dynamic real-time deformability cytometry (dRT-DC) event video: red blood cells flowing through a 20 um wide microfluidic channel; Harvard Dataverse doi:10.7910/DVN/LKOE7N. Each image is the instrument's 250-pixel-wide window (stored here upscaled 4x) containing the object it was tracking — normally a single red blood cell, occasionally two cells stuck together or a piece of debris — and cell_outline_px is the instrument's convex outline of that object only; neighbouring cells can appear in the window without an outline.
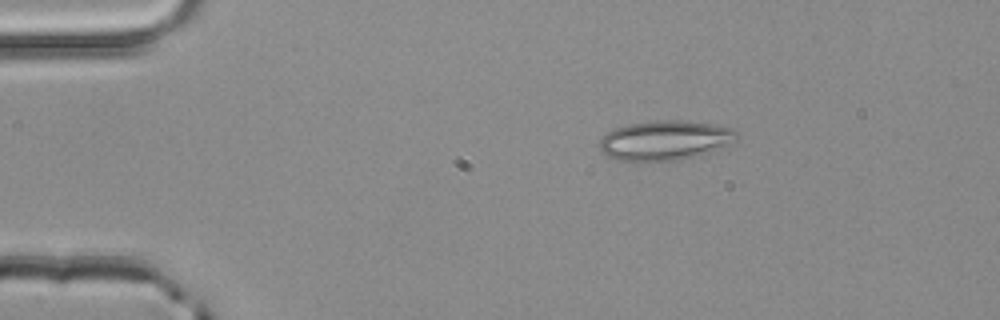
{"species": "common noctule bat (a hibernating species)", "species_latin": "Nyctalus noctula", "temperature_condition": "room temperature", "stored_images_in_passage": 43, "camera_frame_rate_fps": 3000, "um_per_image_px": 0.085, "animal": {"sex": "male", "body_mass_g": 20.4}, "frame": {"image": 1, "passage_image": 1, "time_ms": 0.0, "image_size_px": [1000, 320], "cell_outline_px": [[740, 136], [736, 140], [728, 144], [708, 152], [680, 160], [632, 164], [616, 160], [600, 152], [600, 140], [612, 128], [632, 124], [656, 120], [676, 120], [712, 124], [732, 128]], "centroid_in_image_um": [56.45, 11.97], "position_along_channel_um": 28.5, "area_um2": 32.19}}
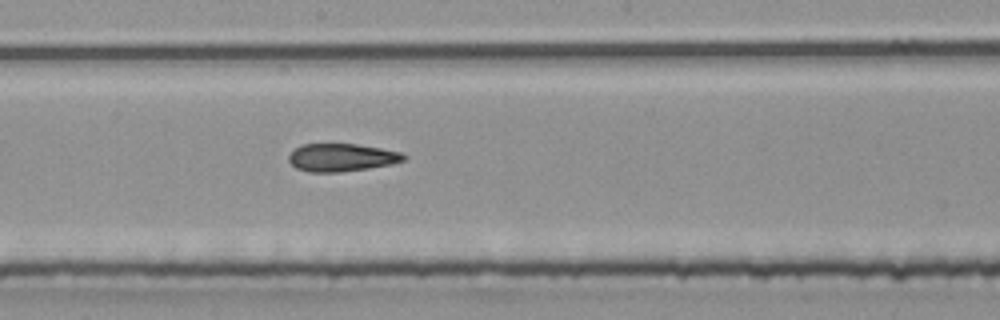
{"frame": {"image": 2, "passage_image": 20, "time_ms": 6.333, "image_size_px": [1000, 320], "cell_outline_px": [[408, 160], [392, 164], [368, 168], [340, 172], [308, 172], [296, 168], [288, 160], [288, 156], [296, 148], [304, 144], [356, 144], [380, 148], [400, 152], [408, 156]], "centroid_in_image_um": [29.07, 13.39], "position_along_channel_um": 219.1, "area_um2": 18.67}}
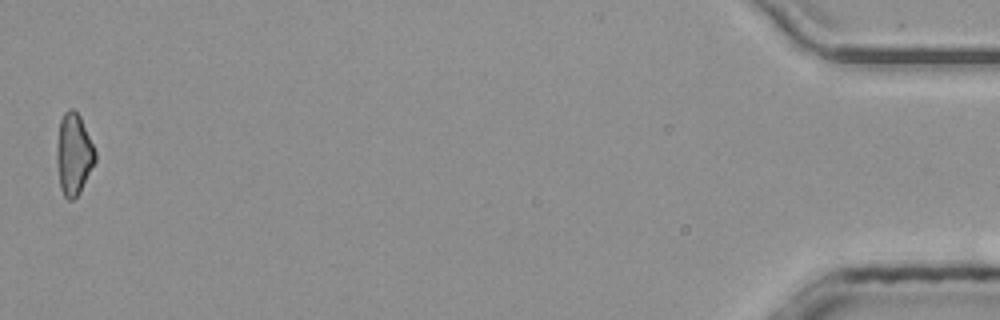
{"frame": {"image": 3, "passage_image": 43, "time_ms": 14.0, "image_size_px": [1000, 320], "cell_outline_px": [[96, 160], [80, 192], [72, 200], [68, 200], [64, 196], [60, 188], [56, 160], [56, 144], [60, 120], [64, 112], [68, 108], [72, 108], [80, 116], [96, 152]], "centroid_in_image_um": [6.25, 13.1], "position_along_channel_um": 429.0, "area_um2": 18.32}, "authors_computed_cell_mechanics": {"area_um2": 19.1318, "velocity_mm_per_s": 4.0382, "shape_relaxation_time_tau1_ms": null, "shape_relaxation_time_tau2_ms": 3.6531, "deformation_change_tau1": null, "deformation_change_tau2": 0.1283}}